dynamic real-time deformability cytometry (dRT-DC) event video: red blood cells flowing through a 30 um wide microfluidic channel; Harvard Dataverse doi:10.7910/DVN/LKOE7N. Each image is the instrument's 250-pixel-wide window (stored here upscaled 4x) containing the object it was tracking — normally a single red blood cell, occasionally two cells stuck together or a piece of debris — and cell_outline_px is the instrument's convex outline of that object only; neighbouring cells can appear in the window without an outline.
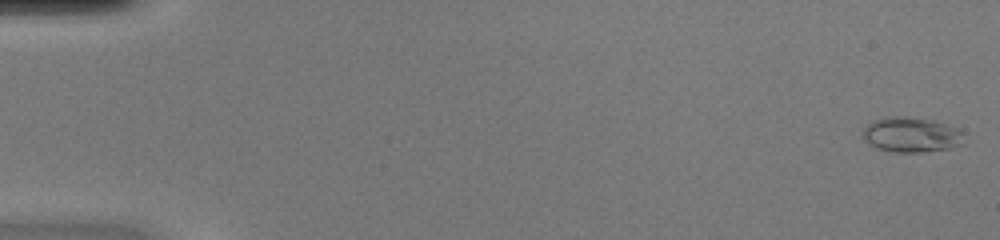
{"species": "common noctule bat (a hibernating species)", "species_latin": "Nyctalus noctula", "temperature_condition": "warm", "stored_images_in_passage": 49, "camera_frame_rate_fps": 3000, "um_per_image_px": 0.085, "animal": {"sex": "female", "body_mass_g": 20.0, "forearm_length_mm": 54.0}, "frame": {"image": 1, "passage_image": 1, "time_ms": 0.0, "image_size_px": [1000, 240], "cell_outline_px": [[964, 144], [952, 148], [920, 152], [896, 152], [876, 148], [864, 140], [864, 128], [872, 120], [888, 116], [908, 116], [932, 120], [956, 128], [964, 132]], "centroid_in_image_um": [77.48, 11.45], "position_along_channel_um": 7.5, "area_um2": 20.81}}
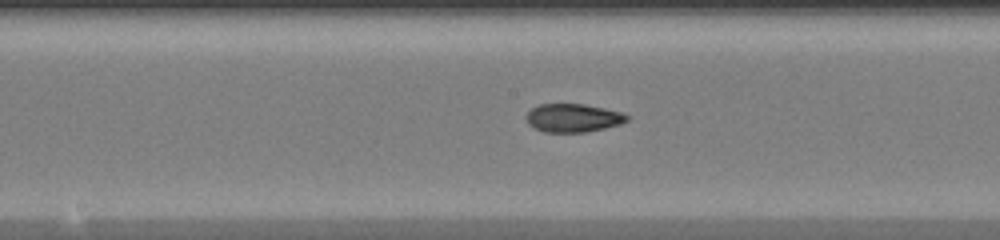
{"frame": {"image": 2, "passage_image": 26, "time_ms": 8.333, "image_size_px": [1000, 240], "cell_outline_px": [[632, 116], [628, 120], [620, 124], [604, 128], [584, 132], [544, 132], [528, 124], [528, 112], [532, 108], [540, 104], [584, 104], [604, 108], [620, 112]], "centroid_in_image_um": [48.75, 10.02], "position_along_channel_um": 199.4, "area_um2": 16.47}}
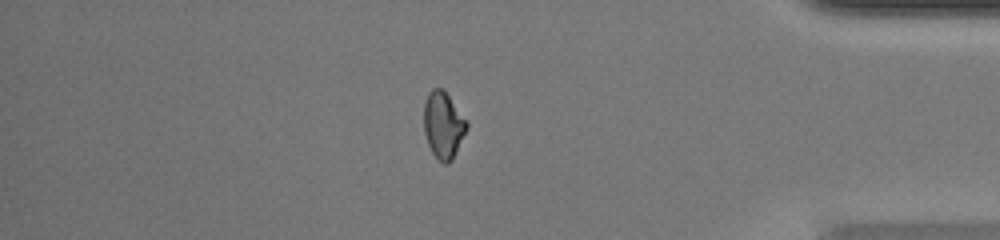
{"frame": {"image": 3, "passage_image": 42, "time_ms": 13.667, "image_size_px": [1000, 240], "cell_outline_px": [[468, 128], [452, 160], [448, 164], [444, 164], [432, 152], [428, 144], [424, 132], [424, 104], [428, 92], [432, 88], [444, 88], [468, 120]], "centroid_in_image_um": [37.7, 10.59], "position_along_channel_um": 397.5, "area_um2": 16.94}, "authors_computed_cell_mechanics": {"area_um2": 17.1088, "velocity_mm_per_s": 4.2757, "shape_relaxation_time_tau1_ms": null, "shape_relaxation_time_tau2_ms": 0.9599, "deformation_change_tau1": null, "deformation_change_tau2": 0.0591}}